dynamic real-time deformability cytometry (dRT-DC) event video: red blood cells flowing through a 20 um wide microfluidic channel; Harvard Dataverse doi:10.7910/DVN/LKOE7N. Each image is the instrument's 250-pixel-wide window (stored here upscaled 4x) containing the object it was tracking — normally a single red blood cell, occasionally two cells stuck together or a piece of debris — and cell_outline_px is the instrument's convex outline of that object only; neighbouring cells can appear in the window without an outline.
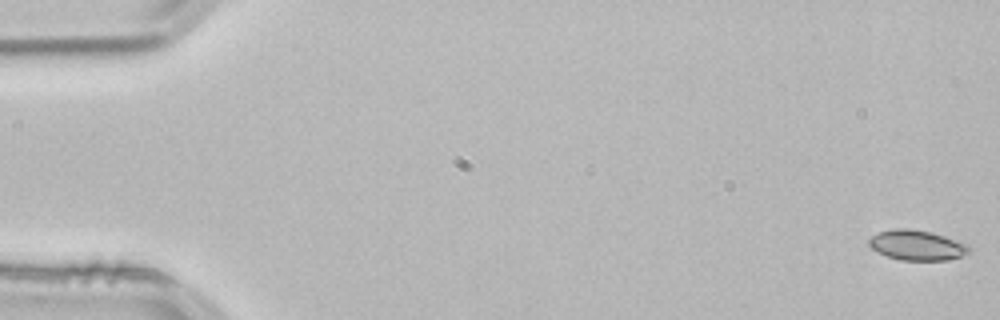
{"species": "common noctule bat (a hibernating species)", "species_latin": "Nyctalus noctula", "temperature_condition": "room temperature", "stored_images_in_passage": 54, "camera_frame_rate_fps": 3000, "um_per_image_px": 0.085, "animal": {"sex": "male", "body_mass_g": 21.5, "forearm_length_mm": 52.0}, "frame": {"image": 1, "passage_image": 1, "time_ms": 0.0, "image_size_px": [1000, 320], "cell_outline_px": [[972, 252], [948, 260], [900, 260], [876, 252], [868, 244], [868, 240], [876, 232], [896, 228], [908, 228], [932, 232], [968, 244], [972, 248]], "centroid_in_image_um": [77.94, 20.84], "position_along_channel_um": 7.1, "area_um2": 17.74}}
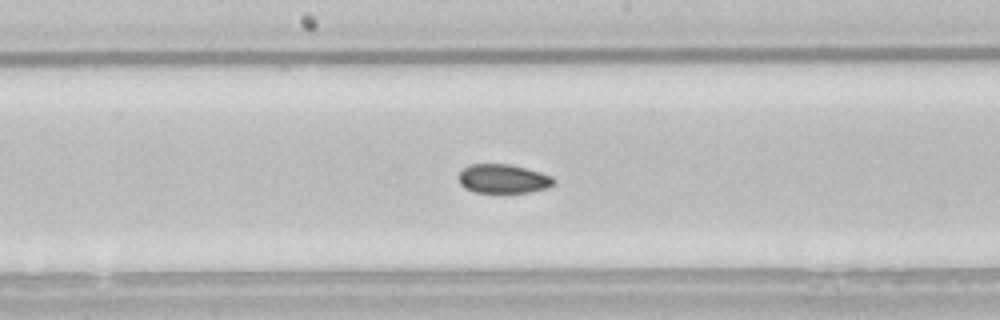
{"frame": {"image": 2, "passage_image": 28, "time_ms": 9.0, "image_size_px": [1000, 320], "cell_outline_px": [[556, 180], [548, 188], [528, 192], [476, 192], [464, 188], [460, 184], [456, 176], [468, 164], [508, 164], [540, 172], [552, 176]], "centroid_in_image_um": [42.73, 15.19], "position_along_channel_um": 205.5, "area_um2": 16.07}}
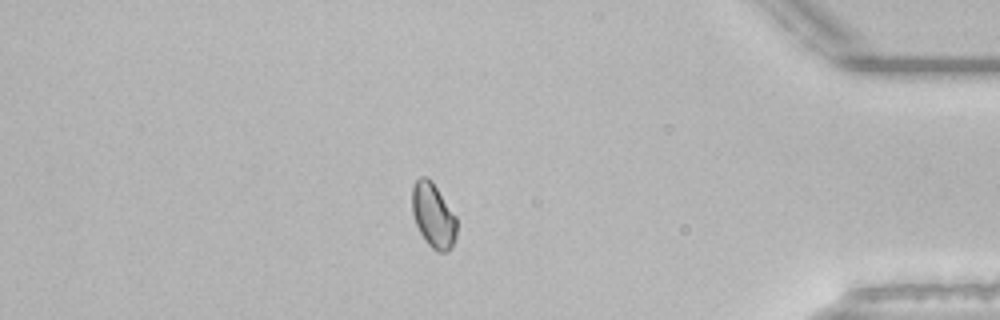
{"frame": {"image": 3, "passage_image": 46, "time_ms": 15.0, "image_size_px": [1000, 320], "cell_outline_px": [[456, 236], [452, 248], [448, 252], [440, 252], [432, 248], [424, 240], [416, 224], [412, 212], [412, 188], [416, 180], [420, 176], [428, 176], [432, 180], [456, 216]], "centroid_in_image_um": [36.83, 18.3], "position_along_channel_um": 398.4, "area_um2": 16.94}, "authors_computed_cell_mechanics": {"area_um2": 16.8776, "velocity_mm_per_s": 3.829, "shape_relaxation_time_tau1_ms": 5.5124, "shape_relaxation_time_tau2_ms": 11.2812, "deformation_change_tau1": 0.0538, "deformation_change_tau2": 0.089}}